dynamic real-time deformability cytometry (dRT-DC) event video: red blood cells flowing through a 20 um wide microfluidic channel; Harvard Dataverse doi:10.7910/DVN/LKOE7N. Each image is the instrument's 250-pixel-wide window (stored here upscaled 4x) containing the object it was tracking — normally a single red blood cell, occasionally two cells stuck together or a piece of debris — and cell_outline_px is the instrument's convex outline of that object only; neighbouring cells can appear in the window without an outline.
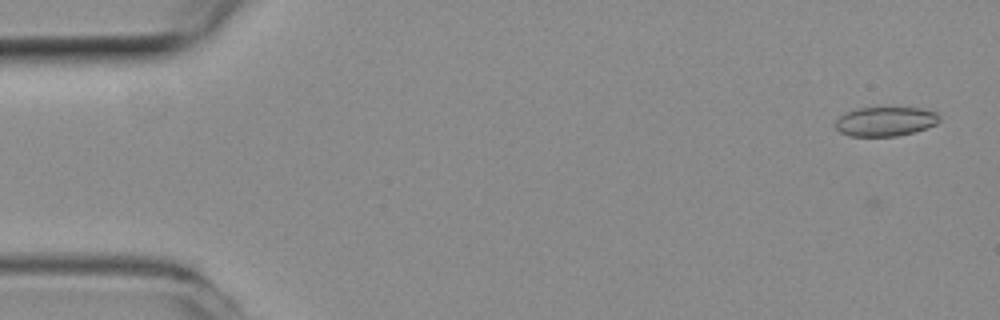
{"species": "common noctule bat (a hibernating species)", "species_latin": "Nyctalus noctula", "temperature_condition": "room temperature", "stored_images_in_passage": 10, "camera_frame_rate_fps": 3000, "um_per_image_px": 0.085, "animal": {"sex": "female", "body_mass_g": 19.3, "forearm_length_mm": 54.1}, "frame": {"image": 1, "passage_image": 4, "time_ms": 1.0, "image_size_px": [1000, 320], "cell_outline_px": [[940, 120], [936, 124], [916, 132], [896, 136], [848, 136], [840, 132], [836, 128], [836, 120], [840, 116], [856, 108], [920, 108], [936, 112], [940, 116]], "centroid_in_image_um": [75.28, 10.33], "position_along_channel_um": 9.7, "area_um2": 17.74}}